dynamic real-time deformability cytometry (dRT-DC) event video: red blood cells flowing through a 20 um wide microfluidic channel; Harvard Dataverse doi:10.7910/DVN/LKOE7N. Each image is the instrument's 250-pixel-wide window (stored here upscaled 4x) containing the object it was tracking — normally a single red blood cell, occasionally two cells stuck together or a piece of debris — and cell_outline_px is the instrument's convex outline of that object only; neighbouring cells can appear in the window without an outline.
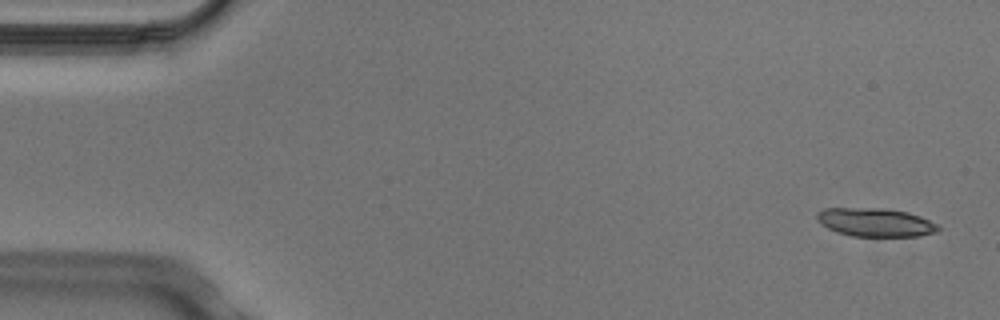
{"species": "Egyptian fruit bat (a non-hibernating species)", "species_latin": "Rousettus aegyptiacus", "temperature_condition": "cold", "stored_images_in_passage": 4, "camera_frame_rate_fps": 3000, "um_per_image_px": 0.085, "animal": {"sex": "male"}, "frame": {"image": 1, "passage_image": 1, "time_ms": 0.0, "image_size_px": [1000, 320], "cell_outline_px": [[940, 228], [936, 232], [920, 236], [852, 236], [836, 232], [820, 224], [816, 220], [816, 212], [824, 208], [884, 208], [908, 212], [920, 216], [936, 224]], "centroid_in_image_um": [74.36, 18.89], "position_along_channel_um": 10.6, "area_um2": 20.23}}